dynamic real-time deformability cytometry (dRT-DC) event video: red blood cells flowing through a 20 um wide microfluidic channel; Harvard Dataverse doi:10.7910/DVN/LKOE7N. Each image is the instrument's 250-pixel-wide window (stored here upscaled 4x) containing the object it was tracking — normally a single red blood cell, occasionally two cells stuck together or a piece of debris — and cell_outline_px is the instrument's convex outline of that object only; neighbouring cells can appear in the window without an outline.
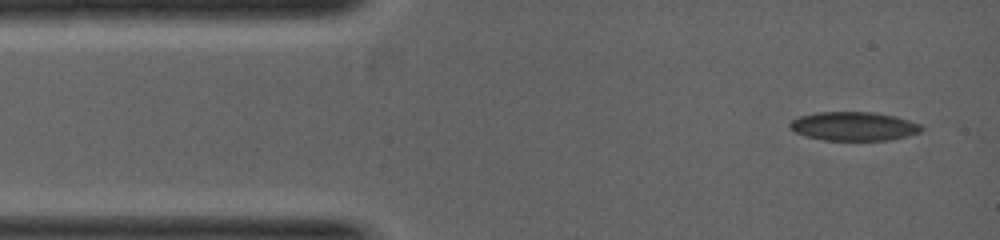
{"species": "common noctule bat (a hibernating species)", "species_latin": "Nyctalus noctula", "temperature_condition": "warm", "stored_images_in_passage": 5, "camera_frame_rate_fps": 5000, "um_per_image_px": 0.085, "animal": {"sex": "female", "body_mass_g": 19.0, "forearm_length_mm": 53.3}, "frame": {"image": 1, "passage_image": 1, "time_ms": 0.0, "image_size_px": [1000, 240], "cell_outline_px": [[924, 128], [920, 132], [908, 136], [888, 140], [824, 140], [808, 136], [796, 132], [788, 128], [788, 124], [792, 120], [800, 116], [816, 112], [872, 112], [896, 116], [920, 124]], "centroid_in_image_um": [72.57, 10.73], "position_along_channel_um": 12.4, "area_um2": 22.08}}
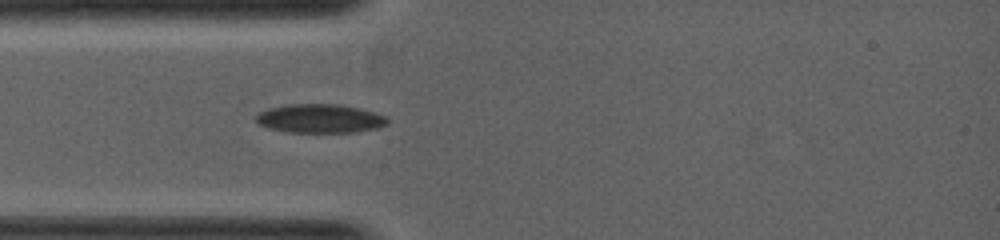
{"frame": {"image": 2, "passage_image": 5, "time_ms": 1.4, "image_size_px": [1000, 240], "cell_outline_px": [[388, 124], [376, 128], [356, 132], [288, 132], [268, 128], [260, 124], [256, 120], [256, 116], [260, 112], [268, 108], [288, 104], [340, 104], [360, 108], [388, 116]], "centroid_in_image_um": [27.23, 10.07], "position_along_channel_um": 57.8, "area_um2": 22.14}}